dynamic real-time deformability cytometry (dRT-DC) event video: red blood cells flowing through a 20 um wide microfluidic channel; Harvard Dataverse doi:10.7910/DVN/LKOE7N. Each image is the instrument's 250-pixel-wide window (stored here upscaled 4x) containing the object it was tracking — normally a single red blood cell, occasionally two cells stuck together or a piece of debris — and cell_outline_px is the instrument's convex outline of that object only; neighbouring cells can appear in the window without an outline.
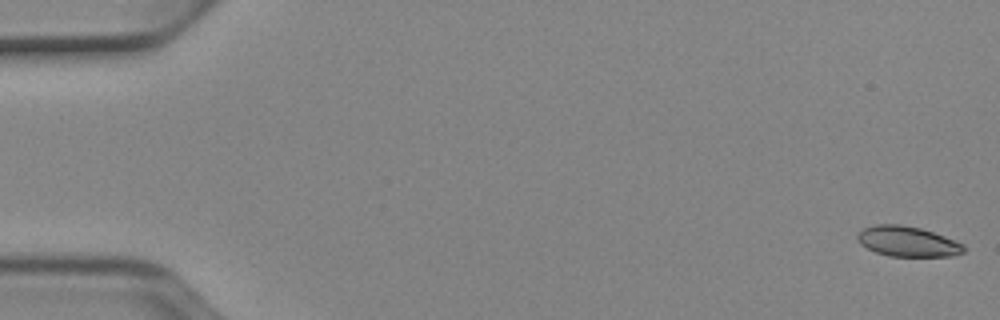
{"species": "Egyptian fruit bat (a non-hibernating species)", "species_latin": "Rousettus aegyptiacus", "temperature_condition": "cold", "stored_images_in_passage": 52, "camera_frame_rate_fps": 3000, "um_per_image_px": 0.085, "animal": {"sex": "female"}, "frame": {"image": 1, "passage_image": 1, "time_ms": 0.0, "image_size_px": [1000, 320], "cell_outline_px": [[968, 248], [964, 252], [952, 256], [888, 256], [876, 252], [860, 244], [856, 236], [864, 228], [876, 224], [900, 224], [920, 228], [944, 236], [964, 244]], "centroid_in_image_um": [77.17, 20.53], "position_along_channel_um": 7.8, "area_um2": 18.73}}
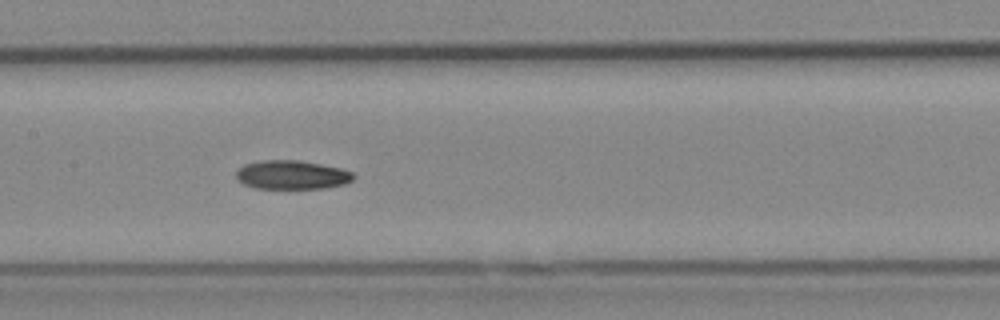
{"frame": {"image": 2, "passage_image": 26, "time_ms": 8.333, "image_size_px": [1000, 320], "cell_outline_px": [[356, 176], [352, 180], [344, 184], [324, 188], [256, 188], [244, 184], [236, 180], [236, 172], [244, 164], [264, 160], [296, 160], [320, 164], [340, 168], [352, 172]], "centroid_in_image_um": [24.8, 14.86], "position_along_channel_um": 182.6, "area_um2": 19.59}}
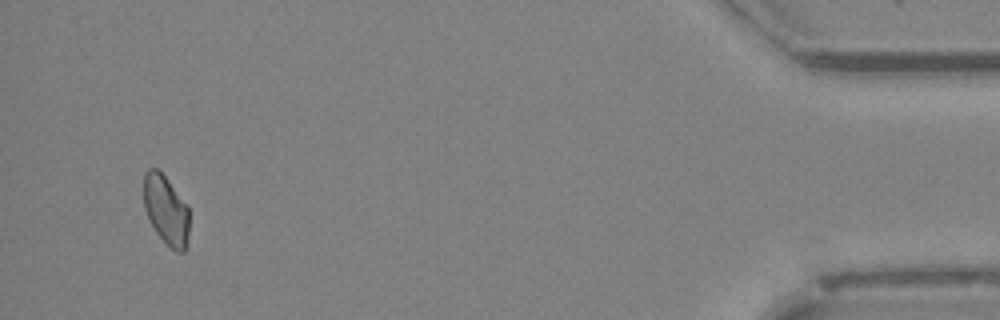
{"frame": {"image": 3, "passage_image": 50, "time_ms": 16.333, "image_size_px": [1000, 320], "cell_outline_px": [[188, 244], [184, 252], [176, 252], [156, 232], [148, 220], [144, 208], [144, 172], [148, 168], [156, 168], [168, 180], [188, 208]], "centroid_in_image_um": [14.09, 17.86], "position_along_channel_um": 421.1, "area_um2": 18.21}}